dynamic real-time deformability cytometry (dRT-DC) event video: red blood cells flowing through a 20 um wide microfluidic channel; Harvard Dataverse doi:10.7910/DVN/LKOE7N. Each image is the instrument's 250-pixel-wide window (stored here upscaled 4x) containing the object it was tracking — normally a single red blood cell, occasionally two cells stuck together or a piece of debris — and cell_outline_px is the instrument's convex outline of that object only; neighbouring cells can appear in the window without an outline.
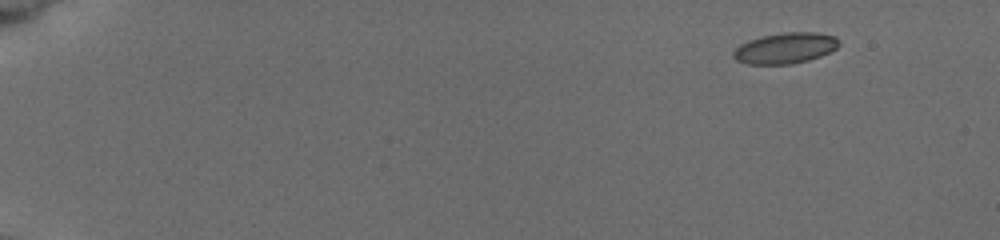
{"species": "common noctule bat (a hibernating species)", "species_latin": "Nyctalus noctula", "temperature_condition": "cold", "stored_images_in_passage": 8, "camera_frame_rate_fps": 3000, "um_per_image_px": 0.085, "animal": {"sex": "female", "body_mass_g": 19.5, "forearm_length_mm": 54.1}, "frame": {"image": 1, "passage_image": 1, "time_ms": 0.0, "image_size_px": [1000, 240], "cell_outline_px": [[840, 44], [836, 48], [820, 56], [808, 60], [792, 64], [748, 64], [736, 60], [732, 56], [732, 52], [740, 44], [748, 40], [764, 36], [784, 32], [816, 32], [836, 36], [840, 40]], "centroid_in_image_um": [66.75, 4.09], "position_along_channel_um": 18.2, "area_um2": 19.02}}
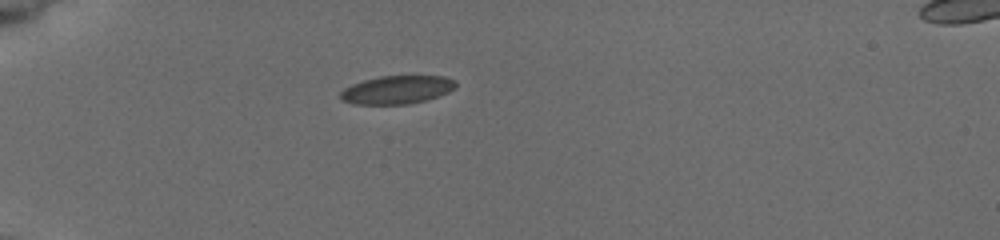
{"frame": {"image": 2, "passage_image": 6, "time_ms": 4.0, "image_size_px": [1000, 240], "cell_outline_px": [[456, 84], [448, 92], [424, 100], [408, 104], [352, 104], [340, 100], [340, 92], [344, 88], [352, 84], [364, 80], [380, 76], [444, 76], [456, 80]], "centroid_in_image_um": [33.69, 7.63], "position_along_channel_um": 51.3, "area_um2": 18.84}}
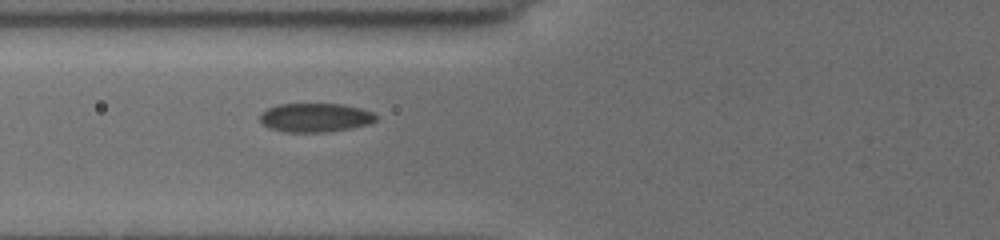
{"frame": {"image": 3, "passage_image": 8, "time_ms": 6.0, "image_size_px": [1000, 240], "cell_outline_px": [[376, 120], [368, 124], [348, 128], [324, 132], [288, 132], [268, 128], [260, 120], [260, 112], [276, 104], [344, 104], [360, 108], [372, 112], [376, 116]], "centroid_in_image_um": [26.76, 9.98], "position_along_channel_um": 99.0, "area_um2": 19.42}}